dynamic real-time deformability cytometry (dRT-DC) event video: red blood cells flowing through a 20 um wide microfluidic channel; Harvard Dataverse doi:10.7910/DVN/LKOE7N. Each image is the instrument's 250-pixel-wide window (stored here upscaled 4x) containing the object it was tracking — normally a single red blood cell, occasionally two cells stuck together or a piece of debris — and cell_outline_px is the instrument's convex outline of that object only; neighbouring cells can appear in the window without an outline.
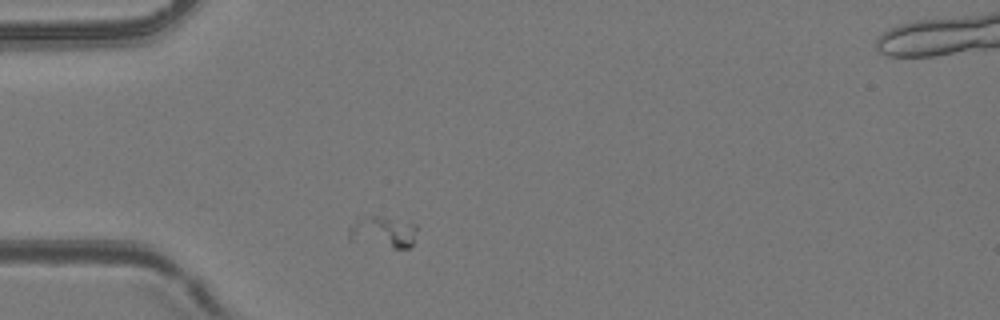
{"species": "common noctule bat (a hibernating species)", "species_latin": "Nyctalus noctula", "temperature_condition": "room temperature", "stored_images_in_passage": 16, "camera_frame_rate_fps": 3000, "um_per_image_px": 0.085, "animal": {"sex": "female", "body_mass_g": 24.6, "forearm_length_mm": 56.2}, "frame": {"image": 1, "passage_image": 4, "time_ms": 1.0, "image_size_px": [1000, 320], "cell_outline_px": [[416, 232], [412, 244], [408, 248], [392, 248], [348, 240], [348, 228], [356, 216], [380, 216], [416, 224]], "centroid_in_image_um": [32.48, 19.7], "position_along_channel_um": 52.5, "area_um2": 12.72}}
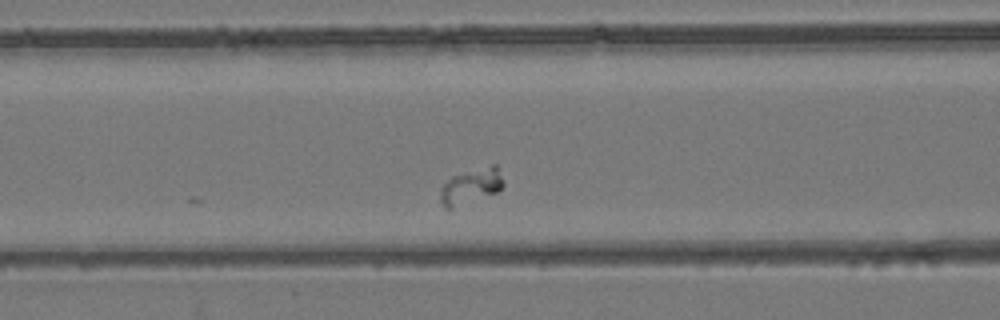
{"frame": {"image": 2, "passage_image": 11, "time_ms": 3.333, "image_size_px": [1000, 320], "cell_outline_px": [[504, 184], [496, 192], [448, 212], [444, 208], [440, 200], [440, 188], [452, 176], [492, 164], [496, 164], [500, 168], [504, 180]], "centroid_in_image_um": [40.02, 15.86], "position_along_channel_um": 126.6, "area_um2": 13.41}}
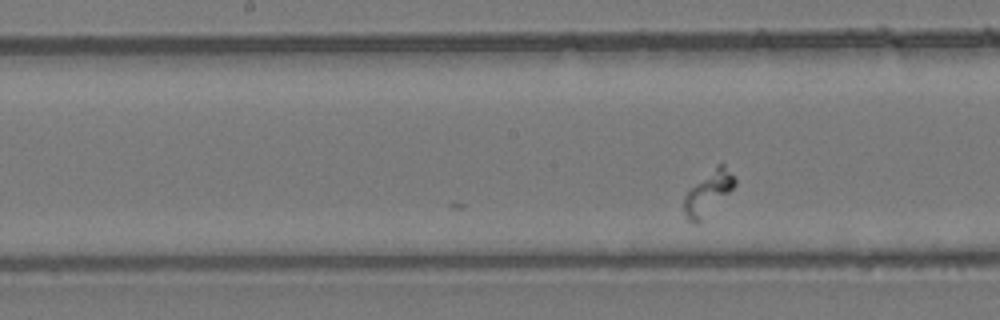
{"frame": {"image": 3, "passage_image": 16, "time_ms": 5.0, "image_size_px": [1000, 320], "cell_outline_px": [[736, 184], [700, 224], [696, 224], [688, 220], [684, 216], [684, 196], [716, 164], [724, 164], [736, 180]], "centroid_in_image_um": [60.18, 16.45], "position_along_channel_um": 188.0, "area_um2": 12.66}}